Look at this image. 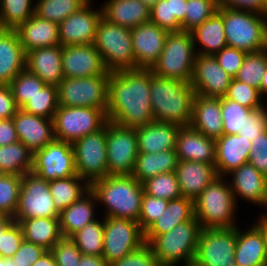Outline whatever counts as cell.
<instances>
[{
    "instance_id": "obj_1",
    "label": "cell",
    "mask_w": 267,
    "mask_h": 266,
    "mask_svg": "<svg viewBox=\"0 0 267 266\" xmlns=\"http://www.w3.org/2000/svg\"><path fill=\"white\" fill-rule=\"evenodd\" d=\"M150 68L110 72L108 121L122 127L136 128L154 121L150 103Z\"/></svg>"
},
{
    "instance_id": "obj_2",
    "label": "cell",
    "mask_w": 267,
    "mask_h": 266,
    "mask_svg": "<svg viewBox=\"0 0 267 266\" xmlns=\"http://www.w3.org/2000/svg\"><path fill=\"white\" fill-rule=\"evenodd\" d=\"M195 92L191 83L158 77L150 82V103L154 120L190 126Z\"/></svg>"
},
{
    "instance_id": "obj_3",
    "label": "cell",
    "mask_w": 267,
    "mask_h": 266,
    "mask_svg": "<svg viewBox=\"0 0 267 266\" xmlns=\"http://www.w3.org/2000/svg\"><path fill=\"white\" fill-rule=\"evenodd\" d=\"M90 185L97 201L107 208L105 217L139 221L144 189L132 175H107Z\"/></svg>"
},
{
    "instance_id": "obj_4",
    "label": "cell",
    "mask_w": 267,
    "mask_h": 266,
    "mask_svg": "<svg viewBox=\"0 0 267 266\" xmlns=\"http://www.w3.org/2000/svg\"><path fill=\"white\" fill-rule=\"evenodd\" d=\"M227 46L246 53L267 48V15L219 5Z\"/></svg>"
},
{
    "instance_id": "obj_5",
    "label": "cell",
    "mask_w": 267,
    "mask_h": 266,
    "mask_svg": "<svg viewBox=\"0 0 267 266\" xmlns=\"http://www.w3.org/2000/svg\"><path fill=\"white\" fill-rule=\"evenodd\" d=\"M201 229L194 216L169 232L157 237H144V241L150 246L161 266H176L181 260H184L183 266H187L194 261Z\"/></svg>"
},
{
    "instance_id": "obj_6",
    "label": "cell",
    "mask_w": 267,
    "mask_h": 266,
    "mask_svg": "<svg viewBox=\"0 0 267 266\" xmlns=\"http://www.w3.org/2000/svg\"><path fill=\"white\" fill-rule=\"evenodd\" d=\"M223 179V176L214 178L194 200V216L202 229L236 227L237 202L230 184Z\"/></svg>"
},
{
    "instance_id": "obj_7",
    "label": "cell",
    "mask_w": 267,
    "mask_h": 266,
    "mask_svg": "<svg viewBox=\"0 0 267 266\" xmlns=\"http://www.w3.org/2000/svg\"><path fill=\"white\" fill-rule=\"evenodd\" d=\"M195 48L190 32H169L160 57L150 69L158 77L191 83Z\"/></svg>"
},
{
    "instance_id": "obj_8",
    "label": "cell",
    "mask_w": 267,
    "mask_h": 266,
    "mask_svg": "<svg viewBox=\"0 0 267 266\" xmlns=\"http://www.w3.org/2000/svg\"><path fill=\"white\" fill-rule=\"evenodd\" d=\"M94 46L109 72L138 69L132 48L131 29L100 19Z\"/></svg>"
},
{
    "instance_id": "obj_9",
    "label": "cell",
    "mask_w": 267,
    "mask_h": 266,
    "mask_svg": "<svg viewBox=\"0 0 267 266\" xmlns=\"http://www.w3.org/2000/svg\"><path fill=\"white\" fill-rule=\"evenodd\" d=\"M52 120L54 138L69 143L97 132L108 122L102 109L75 106H59Z\"/></svg>"
},
{
    "instance_id": "obj_10",
    "label": "cell",
    "mask_w": 267,
    "mask_h": 266,
    "mask_svg": "<svg viewBox=\"0 0 267 266\" xmlns=\"http://www.w3.org/2000/svg\"><path fill=\"white\" fill-rule=\"evenodd\" d=\"M109 78L110 75L64 78L57 87L59 106L93 107L106 112Z\"/></svg>"
},
{
    "instance_id": "obj_11",
    "label": "cell",
    "mask_w": 267,
    "mask_h": 266,
    "mask_svg": "<svg viewBox=\"0 0 267 266\" xmlns=\"http://www.w3.org/2000/svg\"><path fill=\"white\" fill-rule=\"evenodd\" d=\"M107 175H132L138 156L136 128L106 123Z\"/></svg>"
},
{
    "instance_id": "obj_12",
    "label": "cell",
    "mask_w": 267,
    "mask_h": 266,
    "mask_svg": "<svg viewBox=\"0 0 267 266\" xmlns=\"http://www.w3.org/2000/svg\"><path fill=\"white\" fill-rule=\"evenodd\" d=\"M145 244L139 223L129 219L104 217L103 255L111 265Z\"/></svg>"
},
{
    "instance_id": "obj_13",
    "label": "cell",
    "mask_w": 267,
    "mask_h": 266,
    "mask_svg": "<svg viewBox=\"0 0 267 266\" xmlns=\"http://www.w3.org/2000/svg\"><path fill=\"white\" fill-rule=\"evenodd\" d=\"M48 181L33 172L22 176L17 210L14 215L16 223L28 218H59Z\"/></svg>"
},
{
    "instance_id": "obj_14",
    "label": "cell",
    "mask_w": 267,
    "mask_h": 266,
    "mask_svg": "<svg viewBox=\"0 0 267 266\" xmlns=\"http://www.w3.org/2000/svg\"><path fill=\"white\" fill-rule=\"evenodd\" d=\"M77 175L90 184L107 176L106 125L72 143Z\"/></svg>"
},
{
    "instance_id": "obj_15",
    "label": "cell",
    "mask_w": 267,
    "mask_h": 266,
    "mask_svg": "<svg viewBox=\"0 0 267 266\" xmlns=\"http://www.w3.org/2000/svg\"><path fill=\"white\" fill-rule=\"evenodd\" d=\"M236 227L201 229L194 263L200 266H236Z\"/></svg>"
},
{
    "instance_id": "obj_16",
    "label": "cell",
    "mask_w": 267,
    "mask_h": 266,
    "mask_svg": "<svg viewBox=\"0 0 267 266\" xmlns=\"http://www.w3.org/2000/svg\"><path fill=\"white\" fill-rule=\"evenodd\" d=\"M32 172L46 181L77 175L72 143L54 138L36 151Z\"/></svg>"
},
{
    "instance_id": "obj_17",
    "label": "cell",
    "mask_w": 267,
    "mask_h": 266,
    "mask_svg": "<svg viewBox=\"0 0 267 266\" xmlns=\"http://www.w3.org/2000/svg\"><path fill=\"white\" fill-rule=\"evenodd\" d=\"M231 77L217 62L214 55L196 54L191 86L195 94L222 98L232 81Z\"/></svg>"
},
{
    "instance_id": "obj_18",
    "label": "cell",
    "mask_w": 267,
    "mask_h": 266,
    "mask_svg": "<svg viewBox=\"0 0 267 266\" xmlns=\"http://www.w3.org/2000/svg\"><path fill=\"white\" fill-rule=\"evenodd\" d=\"M89 0L59 24L61 46L93 44L97 25L102 18V9L93 10Z\"/></svg>"
},
{
    "instance_id": "obj_19",
    "label": "cell",
    "mask_w": 267,
    "mask_h": 266,
    "mask_svg": "<svg viewBox=\"0 0 267 266\" xmlns=\"http://www.w3.org/2000/svg\"><path fill=\"white\" fill-rule=\"evenodd\" d=\"M64 78L110 75L94 44L62 46Z\"/></svg>"
},
{
    "instance_id": "obj_20",
    "label": "cell",
    "mask_w": 267,
    "mask_h": 266,
    "mask_svg": "<svg viewBox=\"0 0 267 266\" xmlns=\"http://www.w3.org/2000/svg\"><path fill=\"white\" fill-rule=\"evenodd\" d=\"M169 31L149 21L131 29L136 65L151 68L160 57Z\"/></svg>"
},
{
    "instance_id": "obj_21",
    "label": "cell",
    "mask_w": 267,
    "mask_h": 266,
    "mask_svg": "<svg viewBox=\"0 0 267 266\" xmlns=\"http://www.w3.org/2000/svg\"><path fill=\"white\" fill-rule=\"evenodd\" d=\"M19 141L35 153L53 139V120L33 115L19 108L13 117Z\"/></svg>"
},
{
    "instance_id": "obj_22",
    "label": "cell",
    "mask_w": 267,
    "mask_h": 266,
    "mask_svg": "<svg viewBox=\"0 0 267 266\" xmlns=\"http://www.w3.org/2000/svg\"><path fill=\"white\" fill-rule=\"evenodd\" d=\"M229 174L232 176L231 190L236 196L245 198V201L266 206L267 208V177L261 174L251 163H245L234 169Z\"/></svg>"
},
{
    "instance_id": "obj_23",
    "label": "cell",
    "mask_w": 267,
    "mask_h": 266,
    "mask_svg": "<svg viewBox=\"0 0 267 266\" xmlns=\"http://www.w3.org/2000/svg\"><path fill=\"white\" fill-rule=\"evenodd\" d=\"M26 69L46 85L59 86L63 76L62 46L36 48L26 53Z\"/></svg>"
},
{
    "instance_id": "obj_24",
    "label": "cell",
    "mask_w": 267,
    "mask_h": 266,
    "mask_svg": "<svg viewBox=\"0 0 267 266\" xmlns=\"http://www.w3.org/2000/svg\"><path fill=\"white\" fill-rule=\"evenodd\" d=\"M251 141L238 134H223L216 140L215 168L218 176H226L231 171L248 162Z\"/></svg>"
},
{
    "instance_id": "obj_25",
    "label": "cell",
    "mask_w": 267,
    "mask_h": 266,
    "mask_svg": "<svg viewBox=\"0 0 267 266\" xmlns=\"http://www.w3.org/2000/svg\"><path fill=\"white\" fill-rule=\"evenodd\" d=\"M175 173L181 196L193 201L218 176L215 164L184 160H178Z\"/></svg>"
},
{
    "instance_id": "obj_26",
    "label": "cell",
    "mask_w": 267,
    "mask_h": 266,
    "mask_svg": "<svg viewBox=\"0 0 267 266\" xmlns=\"http://www.w3.org/2000/svg\"><path fill=\"white\" fill-rule=\"evenodd\" d=\"M190 126L210 139H219L223 135L221 98L195 94Z\"/></svg>"
},
{
    "instance_id": "obj_27",
    "label": "cell",
    "mask_w": 267,
    "mask_h": 266,
    "mask_svg": "<svg viewBox=\"0 0 267 266\" xmlns=\"http://www.w3.org/2000/svg\"><path fill=\"white\" fill-rule=\"evenodd\" d=\"M216 140L210 139L191 126H183L177 134L175 151L178 160L215 164Z\"/></svg>"
},
{
    "instance_id": "obj_28",
    "label": "cell",
    "mask_w": 267,
    "mask_h": 266,
    "mask_svg": "<svg viewBox=\"0 0 267 266\" xmlns=\"http://www.w3.org/2000/svg\"><path fill=\"white\" fill-rule=\"evenodd\" d=\"M181 126L153 121L136 127L138 152L158 153L175 150L178 131Z\"/></svg>"
},
{
    "instance_id": "obj_29",
    "label": "cell",
    "mask_w": 267,
    "mask_h": 266,
    "mask_svg": "<svg viewBox=\"0 0 267 266\" xmlns=\"http://www.w3.org/2000/svg\"><path fill=\"white\" fill-rule=\"evenodd\" d=\"M26 68V52L14 29L0 28V84L10 82Z\"/></svg>"
},
{
    "instance_id": "obj_30",
    "label": "cell",
    "mask_w": 267,
    "mask_h": 266,
    "mask_svg": "<svg viewBox=\"0 0 267 266\" xmlns=\"http://www.w3.org/2000/svg\"><path fill=\"white\" fill-rule=\"evenodd\" d=\"M24 51L60 45L59 24L33 15L15 29Z\"/></svg>"
},
{
    "instance_id": "obj_31",
    "label": "cell",
    "mask_w": 267,
    "mask_h": 266,
    "mask_svg": "<svg viewBox=\"0 0 267 266\" xmlns=\"http://www.w3.org/2000/svg\"><path fill=\"white\" fill-rule=\"evenodd\" d=\"M101 9L108 22L129 29L150 21V7L141 0H107Z\"/></svg>"
},
{
    "instance_id": "obj_32",
    "label": "cell",
    "mask_w": 267,
    "mask_h": 266,
    "mask_svg": "<svg viewBox=\"0 0 267 266\" xmlns=\"http://www.w3.org/2000/svg\"><path fill=\"white\" fill-rule=\"evenodd\" d=\"M96 195L90 189L84 196L64 209L59 215L60 231L63 237H71L86 225L94 222Z\"/></svg>"
},
{
    "instance_id": "obj_33",
    "label": "cell",
    "mask_w": 267,
    "mask_h": 266,
    "mask_svg": "<svg viewBox=\"0 0 267 266\" xmlns=\"http://www.w3.org/2000/svg\"><path fill=\"white\" fill-rule=\"evenodd\" d=\"M236 266H267V255L260 231L252 226L246 232L236 226Z\"/></svg>"
},
{
    "instance_id": "obj_34",
    "label": "cell",
    "mask_w": 267,
    "mask_h": 266,
    "mask_svg": "<svg viewBox=\"0 0 267 266\" xmlns=\"http://www.w3.org/2000/svg\"><path fill=\"white\" fill-rule=\"evenodd\" d=\"M194 217V201L183 196L168 201L165 211L145 231L144 237H157Z\"/></svg>"
},
{
    "instance_id": "obj_35",
    "label": "cell",
    "mask_w": 267,
    "mask_h": 266,
    "mask_svg": "<svg viewBox=\"0 0 267 266\" xmlns=\"http://www.w3.org/2000/svg\"><path fill=\"white\" fill-rule=\"evenodd\" d=\"M190 33L194 46L199 43L203 49L196 54L214 55L227 46L223 16L218 11Z\"/></svg>"
},
{
    "instance_id": "obj_36",
    "label": "cell",
    "mask_w": 267,
    "mask_h": 266,
    "mask_svg": "<svg viewBox=\"0 0 267 266\" xmlns=\"http://www.w3.org/2000/svg\"><path fill=\"white\" fill-rule=\"evenodd\" d=\"M21 226L24 240L51 250L63 237L60 231L59 218H28L18 223Z\"/></svg>"
},
{
    "instance_id": "obj_37",
    "label": "cell",
    "mask_w": 267,
    "mask_h": 266,
    "mask_svg": "<svg viewBox=\"0 0 267 266\" xmlns=\"http://www.w3.org/2000/svg\"><path fill=\"white\" fill-rule=\"evenodd\" d=\"M178 157L175 150L158 153L139 152L132 176L140 183L161 173L175 172Z\"/></svg>"
},
{
    "instance_id": "obj_38",
    "label": "cell",
    "mask_w": 267,
    "mask_h": 266,
    "mask_svg": "<svg viewBox=\"0 0 267 266\" xmlns=\"http://www.w3.org/2000/svg\"><path fill=\"white\" fill-rule=\"evenodd\" d=\"M84 182L81 184V182ZM56 210L61 213L90 189V183L79 175L48 181Z\"/></svg>"
},
{
    "instance_id": "obj_39",
    "label": "cell",
    "mask_w": 267,
    "mask_h": 266,
    "mask_svg": "<svg viewBox=\"0 0 267 266\" xmlns=\"http://www.w3.org/2000/svg\"><path fill=\"white\" fill-rule=\"evenodd\" d=\"M187 0H159L150 8V21L169 32L182 31Z\"/></svg>"
},
{
    "instance_id": "obj_40",
    "label": "cell",
    "mask_w": 267,
    "mask_h": 266,
    "mask_svg": "<svg viewBox=\"0 0 267 266\" xmlns=\"http://www.w3.org/2000/svg\"><path fill=\"white\" fill-rule=\"evenodd\" d=\"M34 153L20 141L0 146V168L5 174L23 176L32 172Z\"/></svg>"
},
{
    "instance_id": "obj_41",
    "label": "cell",
    "mask_w": 267,
    "mask_h": 266,
    "mask_svg": "<svg viewBox=\"0 0 267 266\" xmlns=\"http://www.w3.org/2000/svg\"><path fill=\"white\" fill-rule=\"evenodd\" d=\"M34 13L32 0H0V28L15 30Z\"/></svg>"
},
{
    "instance_id": "obj_42",
    "label": "cell",
    "mask_w": 267,
    "mask_h": 266,
    "mask_svg": "<svg viewBox=\"0 0 267 266\" xmlns=\"http://www.w3.org/2000/svg\"><path fill=\"white\" fill-rule=\"evenodd\" d=\"M103 222L95 220L86 225L83 229L74 233L70 238L75 242L82 255L102 256L103 255Z\"/></svg>"
},
{
    "instance_id": "obj_43",
    "label": "cell",
    "mask_w": 267,
    "mask_h": 266,
    "mask_svg": "<svg viewBox=\"0 0 267 266\" xmlns=\"http://www.w3.org/2000/svg\"><path fill=\"white\" fill-rule=\"evenodd\" d=\"M89 0H38L35 15L60 24L68 16L83 7Z\"/></svg>"
},
{
    "instance_id": "obj_44",
    "label": "cell",
    "mask_w": 267,
    "mask_h": 266,
    "mask_svg": "<svg viewBox=\"0 0 267 266\" xmlns=\"http://www.w3.org/2000/svg\"><path fill=\"white\" fill-rule=\"evenodd\" d=\"M59 107L58 88L53 85H45L39 92L30 98L21 109L27 113L53 119L55 111Z\"/></svg>"
},
{
    "instance_id": "obj_45",
    "label": "cell",
    "mask_w": 267,
    "mask_h": 266,
    "mask_svg": "<svg viewBox=\"0 0 267 266\" xmlns=\"http://www.w3.org/2000/svg\"><path fill=\"white\" fill-rule=\"evenodd\" d=\"M267 67V48L262 51L247 53L241 68L234 79L260 89Z\"/></svg>"
},
{
    "instance_id": "obj_46",
    "label": "cell",
    "mask_w": 267,
    "mask_h": 266,
    "mask_svg": "<svg viewBox=\"0 0 267 266\" xmlns=\"http://www.w3.org/2000/svg\"><path fill=\"white\" fill-rule=\"evenodd\" d=\"M144 193L168 201L181 197L175 172L161 173L142 182Z\"/></svg>"
},
{
    "instance_id": "obj_47",
    "label": "cell",
    "mask_w": 267,
    "mask_h": 266,
    "mask_svg": "<svg viewBox=\"0 0 267 266\" xmlns=\"http://www.w3.org/2000/svg\"><path fill=\"white\" fill-rule=\"evenodd\" d=\"M10 87L18 108H21L46 84L28 69H23L11 82Z\"/></svg>"
},
{
    "instance_id": "obj_48",
    "label": "cell",
    "mask_w": 267,
    "mask_h": 266,
    "mask_svg": "<svg viewBox=\"0 0 267 266\" xmlns=\"http://www.w3.org/2000/svg\"><path fill=\"white\" fill-rule=\"evenodd\" d=\"M219 0H187L182 31L191 32L213 16L219 8Z\"/></svg>"
},
{
    "instance_id": "obj_49",
    "label": "cell",
    "mask_w": 267,
    "mask_h": 266,
    "mask_svg": "<svg viewBox=\"0 0 267 266\" xmlns=\"http://www.w3.org/2000/svg\"><path fill=\"white\" fill-rule=\"evenodd\" d=\"M22 176L4 174L0 177V214L14 217L18 206Z\"/></svg>"
},
{
    "instance_id": "obj_50",
    "label": "cell",
    "mask_w": 267,
    "mask_h": 266,
    "mask_svg": "<svg viewBox=\"0 0 267 266\" xmlns=\"http://www.w3.org/2000/svg\"><path fill=\"white\" fill-rule=\"evenodd\" d=\"M252 109L246 108L237 102L225 97L221 98V113L223 119V134H239V130L243 129L245 116Z\"/></svg>"
},
{
    "instance_id": "obj_51",
    "label": "cell",
    "mask_w": 267,
    "mask_h": 266,
    "mask_svg": "<svg viewBox=\"0 0 267 266\" xmlns=\"http://www.w3.org/2000/svg\"><path fill=\"white\" fill-rule=\"evenodd\" d=\"M224 97L252 110L264 106L261 101L262 98H260L259 89L234 78L232 79Z\"/></svg>"
},
{
    "instance_id": "obj_52",
    "label": "cell",
    "mask_w": 267,
    "mask_h": 266,
    "mask_svg": "<svg viewBox=\"0 0 267 266\" xmlns=\"http://www.w3.org/2000/svg\"><path fill=\"white\" fill-rule=\"evenodd\" d=\"M168 200L156 198L143 193L141 200V211L139 215V226L144 232L166 209Z\"/></svg>"
},
{
    "instance_id": "obj_53",
    "label": "cell",
    "mask_w": 267,
    "mask_h": 266,
    "mask_svg": "<svg viewBox=\"0 0 267 266\" xmlns=\"http://www.w3.org/2000/svg\"><path fill=\"white\" fill-rule=\"evenodd\" d=\"M57 266H79L82 253L70 237H62L50 250Z\"/></svg>"
},
{
    "instance_id": "obj_54",
    "label": "cell",
    "mask_w": 267,
    "mask_h": 266,
    "mask_svg": "<svg viewBox=\"0 0 267 266\" xmlns=\"http://www.w3.org/2000/svg\"><path fill=\"white\" fill-rule=\"evenodd\" d=\"M267 107L251 110L245 116L243 129L239 130L240 136L253 141L259 134L267 130Z\"/></svg>"
},
{
    "instance_id": "obj_55",
    "label": "cell",
    "mask_w": 267,
    "mask_h": 266,
    "mask_svg": "<svg viewBox=\"0 0 267 266\" xmlns=\"http://www.w3.org/2000/svg\"><path fill=\"white\" fill-rule=\"evenodd\" d=\"M246 52L226 46L214 54L218 64L231 76L235 77L246 57Z\"/></svg>"
},
{
    "instance_id": "obj_56",
    "label": "cell",
    "mask_w": 267,
    "mask_h": 266,
    "mask_svg": "<svg viewBox=\"0 0 267 266\" xmlns=\"http://www.w3.org/2000/svg\"><path fill=\"white\" fill-rule=\"evenodd\" d=\"M110 266H161L150 246L145 243L136 251L127 254Z\"/></svg>"
},
{
    "instance_id": "obj_57",
    "label": "cell",
    "mask_w": 267,
    "mask_h": 266,
    "mask_svg": "<svg viewBox=\"0 0 267 266\" xmlns=\"http://www.w3.org/2000/svg\"><path fill=\"white\" fill-rule=\"evenodd\" d=\"M251 143L248 163L267 177V130L259 134Z\"/></svg>"
},
{
    "instance_id": "obj_58",
    "label": "cell",
    "mask_w": 267,
    "mask_h": 266,
    "mask_svg": "<svg viewBox=\"0 0 267 266\" xmlns=\"http://www.w3.org/2000/svg\"><path fill=\"white\" fill-rule=\"evenodd\" d=\"M24 241L21 226L14 223L4 234L2 242V250H0V257L11 258L20 248Z\"/></svg>"
},
{
    "instance_id": "obj_59",
    "label": "cell",
    "mask_w": 267,
    "mask_h": 266,
    "mask_svg": "<svg viewBox=\"0 0 267 266\" xmlns=\"http://www.w3.org/2000/svg\"><path fill=\"white\" fill-rule=\"evenodd\" d=\"M46 251L43 247L24 240L11 258L18 266H31Z\"/></svg>"
},
{
    "instance_id": "obj_60",
    "label": "cell",
    "mask_w": 267,
    "mask_h": 266,
    "mask_svg": "<svg viewBox=\"0 0 267 266\" xmlns=\"http://www.w3.org/2000/svg\"><path fill=\"white\" fill-rule=\"evenodd\" d=\"M18 109L10 85L0 84V119L13 118Z\"/></svg>"
},
{
    "instance_id": "obj_61",
    "label": "cell",
    "mask_w": 267,
    "mask_h": 266,
    "mask_svg": "<svg viewBox=\"0 0 267 266\" xmlns=\"http://www.w3.org/2000/svg\"><path fill=\"white\" fill-rule=\"evenodd\" d=\"M224 7L264 14V0H219Z\"/></svg>"
},
{
    "instance_id": "obj_62",
    "label": "cell",
    "mask_w": 267,
    "mask_h": 266,
    "mask_svg": "<svg viewBox=\"0 0 267 266\" xmlns=\"http://www.w3.org/2000/svg\"><path fill=\"white\" fill-rule=\"evenodd\" d=\"M18 141L13 118L0 119V146L14 144Z\"/></svg>"
},
{
    "instance_id": "obj_63",
    "label": "cell",
    "mask_w": 267,
    "mask_h": 266,
    "mask_svg": "<svg viewBox=\"0 0 267 266\" xmlns=\"http://www.w3.org/2000/svg\"><path fill=\"white\" fill-rule=\"evenodd\" d=\"M79 266H110L102 256L82 255Z\"/></svg>"
},
{
    "instance_id": "obj_64",
    "label": "cell",
    "mask_w": 267,
    "mask_h": 266,
    "mask_svg": "<svg viewBox=\"0 0 267 266\" xmlns=\"http://www.w3.org/2000/svg\"><path fill=\"white\" fill-rule=\"evenodd\" d=\"M15 223L13 217L0 214V250H2L3 234Z\"/></svg>"
},
{
    "instance_id": "obj_65",
    "label": "cell",
    "mask_w": 267,
    "mask_h": 266,
    "mask_svg": "<svg viewBox=\"0 0 267 266\" xmlns=\"http://www.w3.org/2000/svg\"><path fill=\"white\" fill-rule=\"evenodd\" d=\"M254 226L260 231L262 235L265 252L267 255V213L262 214L260 220H258L257 223L254 224Z\"/></svg>"
},
{
    "instance_id": "obj_66",
    "label": "cell",
    "mask_w": 267,
    "mask_h": 266,
    "mask_svg": "<svg viewBox=\"0 0 267 266\" xmlns=\"http://www.w3.org/2000/svg\"><path fill=\"white\" fill-rule=\"evenodd\" d=\"M31 266H57L55 258L50 250H47L42 256Z\"/></svg>"
},
{
    "instance_id": "obj_67",
    "label": "cell",
    "mask_w": 267,
    "mask_h": 266,
    "mask_svg": "<svg viewBox=\"0 0 267 266\" xmlns=\"http://www.w3.org/2000/svg\"><path fill=\"white\" fill-rule=\"evenodd\" d=\"M259 93H260L261 98H262V95L267 94V67L263 75L262 82L260 84Z\"/></svg>"
},
{
    "instance_id": "obj_68",
    "label": "cell",
    "mask_w": 267,
    "mask_h": 266,
    "mask_svg": "<svg viewBox=\"0 0 267 266\" xmlns=\"http://www.w3.org/2000/svg\"><path fill=\"white\" fill-rule=\"evenodd\" d=\"M0 266H18L12 258H2L0 257Z\"/></svg>"
},
{
    "instance_id": "obj_69",
    "label": "cell",
    "mask_w": 267,
    "mask_h": 266,
    "mask_svg": "<svg viewBox=\"0 0 267 266\" xmlns=\"http://www.w3.org/2000/svg\"><path fill=\"white\" fill-rule=\"evenodd\" d=\"M144 4L149 6L150 8L154 6L159 0H141Z\"/></svg>"
},
{
    "instance_id": "obj_70",
    "label": "cell",
    "mask_w": 267,
    "mask_h": 266,
    "mask_svg": "<svg viewBox=\"0 0 267 266\" xmlns=\"http://www.w3.org/2000/svg\"><path fill=\"white\" fill-rule=\"evenodd\" d=\"M264 15H267V0H264Z\"/></svg>"
},
{
    "instance_id": "obj_71",
    "label": "cell",
    "mask_w": 267,
    "mask_h": 266,
    "mask_svg": "<svg viewBox=\"0 0 267 266\" xmlns=\"http://www.w3.org/2000/svg\"><path fill=\"white\" fill-rule=\"evenodd\" d=\"M187 266H200V265H198V264H196V263L192 262V263H190V264H189V265H187Z\"/></svg>"
},
{
    "instance_id": "obj_72",
    "label": "cell",
    "mask_w": 267,
    "mask_h": 266,
    "mask_svg": "<svg viewBox=\"0 0 267 266\" xmlns=\"http://www.w3.org/2000/svg\"><path fill=\"white\" fill-rule=\"evenodd\" d=\"M5 173L2 171V169L0 168V177H2Z\"/></svg>"
}]
</instances>
